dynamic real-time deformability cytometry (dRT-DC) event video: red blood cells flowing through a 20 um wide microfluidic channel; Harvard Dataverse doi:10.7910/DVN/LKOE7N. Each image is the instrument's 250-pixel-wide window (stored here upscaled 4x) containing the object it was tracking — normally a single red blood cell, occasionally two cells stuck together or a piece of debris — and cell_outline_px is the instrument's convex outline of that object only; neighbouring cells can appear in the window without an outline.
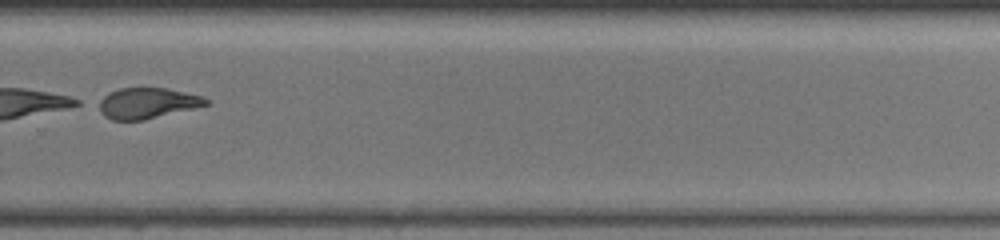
{"species": "common noctule bat (a hibernating species)", "species_latin": "Nyctalus noctula", "temperature_condition": "warm", "stored_images_in_passage": 55, "segment_of_instrument_passage": [2, 2], "camera_frame_rate_fps": 3000, "um_per_image_px": 0.085, "animal": {"sex": "female", "body_mass_g": 19.5, "forearm_length_mm": 54.1}, "frame": {"image": 1, "passage_image": 46, "time_ms": 15.333, "image_size_px": [1000, 240], "cell_outline_px": [[212, 104], [144, 120], [112, 120], [104, 116], [92, 104], [96, 100], [120, 88], [164, 88], [200, 96], [208, 100]], "centroid_in_image_um": [12.43, 8.78], "position_along_channel_um": 317.4, "area_um2": 19.36}}